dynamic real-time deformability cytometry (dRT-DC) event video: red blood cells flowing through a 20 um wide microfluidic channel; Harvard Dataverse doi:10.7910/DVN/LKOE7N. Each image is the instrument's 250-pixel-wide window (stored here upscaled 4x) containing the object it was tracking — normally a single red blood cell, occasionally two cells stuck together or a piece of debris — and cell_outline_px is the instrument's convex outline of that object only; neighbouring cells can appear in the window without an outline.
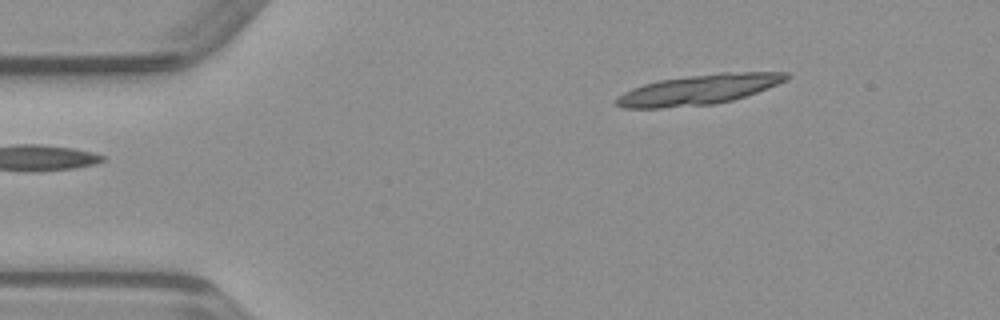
{"species": "common noctule bat (a hibernating species)", "species_latin": "Nyctalus noctula", "temperature_condition": "warm", "stored_images_in_passage": 10, "camera_frame_rate_fps": 3000, "um_per_image_px": 0.085, "animal": {"sex": "male", "body_mass_g": 23.1, "forearm_length_mm": 52.7}, "frame": {"image": 1, "passage_image": 1, "time_ms": 0.0, "image_size_px": [1000, 320], "cell_outline_px": [[792, 76], [788, 80], [756, 92], [732, 100], [716, 104], [660, 108], [624, 108], [612, 104], [616, 96], [632, 88], [644, 84], [660, 80], [688, 76], [720, 72], [788, 72]], "centroid_in_image_um": [59.37, 7.62], "position_along_channel_um": 25.6, "area_um2": 29.88}}